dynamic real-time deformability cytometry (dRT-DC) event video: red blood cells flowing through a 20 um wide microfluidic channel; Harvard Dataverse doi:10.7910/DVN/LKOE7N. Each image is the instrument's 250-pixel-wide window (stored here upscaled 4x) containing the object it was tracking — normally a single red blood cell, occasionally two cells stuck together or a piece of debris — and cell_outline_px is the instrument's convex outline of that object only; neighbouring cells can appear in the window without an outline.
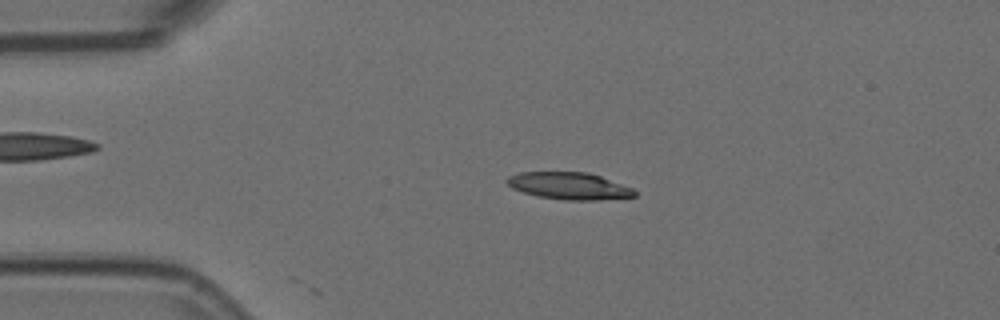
{"species": "Egyptian fruit bat (a non-hibernating species)", "species_latin": "Rousettus aegyptiacus", "temperature_condition": "room temperature", "stored_images_in_passage": 37, "camera_frame_rate_fps": 3000, "um_per_image_px": 0.085, "animal": {"sex": "female"}, "frame": {"image": 1, "passage_image": 11, "time_ms": 3.333, "image_size_px": [1000, 320], "cell_outline_px": [[636, 196], [600, 200], [564, 200], [540, 196], [524, 192], [512, 188], [504, 180], [508, 176], [520, 172], [588, 172], [600, 176], [632, 188], [636, 192]], "centroid_in_image_um": [48.36, 15.8], "position_along_channel_um": 36.6, "area_um2": 20.0}}
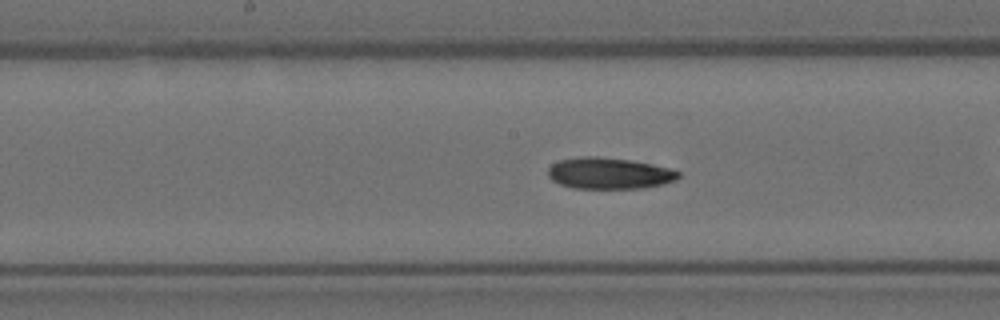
{"frame": {"image": 2, "passage_image": 17, "time_ms": 5.333, "image_size_px": [1000, 320], "cell_outline_px": [[680, 176], [676, 180], [664, 184], [644, 188], [572, 188], [560, 184], [552, 180], [548, 176], [548, 168], [552, 164], [560, 160], [580, 156], [596, 156], [628, 160], [652, 164], [668, 168], [680, 172]], "centroid_in_image_um": [51.77, 14.73], "position_along_channel_um": 196.4, "area_um2": 23.81}}
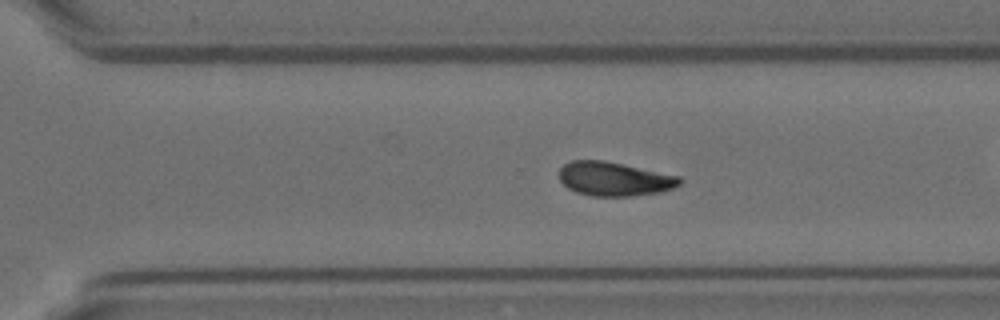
{"frame": {"image": 3, "passage_image": 27, "time_ms": 8.667, "image_size_px": [1000, 320], "cell_outline_px": [[680, 184], [672, 188], [660, 192], [632, 196], [592, 196], [576, 192], [568, 188], [560, 180], [560, 168], [564, 164], [572, 160], [604, 160], [680, 176]], "centroid_in_image_um": [52.2, 15.21], "position_along_channel_um": 318.4, "area_um2": 23.76}, "authors_computed_cell_mechanics": {"area_um2": 23.409, "velocity_mm_per_s": 3.6736, "shape_relaxation_time_tau1_ms": 6.9968, "shape_relaxation_time_tau2_ms": null, "deformation_change_tau1": 0.1505, "deformation_change_tau2": null}}